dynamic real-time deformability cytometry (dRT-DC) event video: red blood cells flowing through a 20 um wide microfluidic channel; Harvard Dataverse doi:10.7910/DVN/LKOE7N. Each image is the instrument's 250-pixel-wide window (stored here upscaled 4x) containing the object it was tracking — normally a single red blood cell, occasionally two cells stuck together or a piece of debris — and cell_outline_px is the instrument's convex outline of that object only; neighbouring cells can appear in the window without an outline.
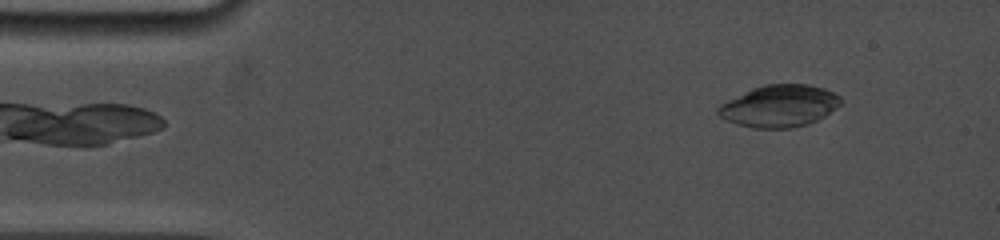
{"species": "common noctule bat (a hibernating species)", "species_latin": "Nyctalus noctula", "temperature_condition": "cold", "stored_images_in_passage": 9, "camera_frame_rate_fps": 5000, "um_per_image_px": 0.085, "animal": {"sex": "female", "body_mass_g": 19.0, "forearm_length_mm": 53.3}, "frame": {"image": 1, "passage_image": 4, "time_ms": 1.6, "image_size_px": [1000, 240], "cell_outline_px": [[844, 100], [836, 108], [824, 116], [808, 124], [792, 128], [752, 128], [736, 124], [720, 116], [716, 112], [716, 108], [720, 104], [752, 88], [764, 84], [808, 84], [824, 88], [840, 96]], "centroid_in_image_um": [66.25, 9.01], "position_along_channel_um": 18.8, "area_um2": 30.06}}
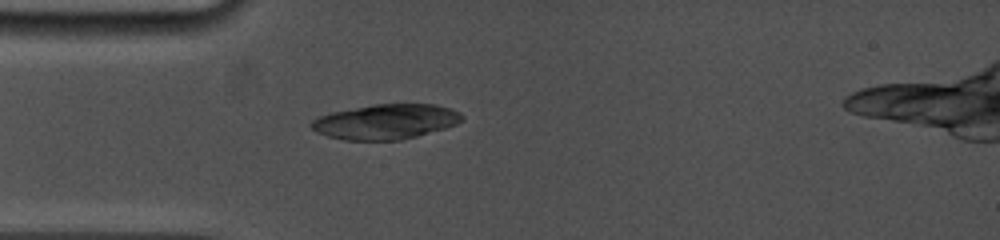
{"frame": {"image": 2, "passage_image": 9, "time_ms": 4.4, "image_size_px": [1000, 240], "cell_outline_px": [[464, 120], [456, 124], [444, 128], [416, 136], [400, 140], [344, 140], [328, 136], [316, 132], [308, 124], [316, 116], [332, 112], [376, 104], [436, 104], [452, 108], [460, 112], [464, 116]], "centroid_in_image_um": [32.79, 10.34], "position_along_channel_um": 52.2, "area_um2": 30.81}}